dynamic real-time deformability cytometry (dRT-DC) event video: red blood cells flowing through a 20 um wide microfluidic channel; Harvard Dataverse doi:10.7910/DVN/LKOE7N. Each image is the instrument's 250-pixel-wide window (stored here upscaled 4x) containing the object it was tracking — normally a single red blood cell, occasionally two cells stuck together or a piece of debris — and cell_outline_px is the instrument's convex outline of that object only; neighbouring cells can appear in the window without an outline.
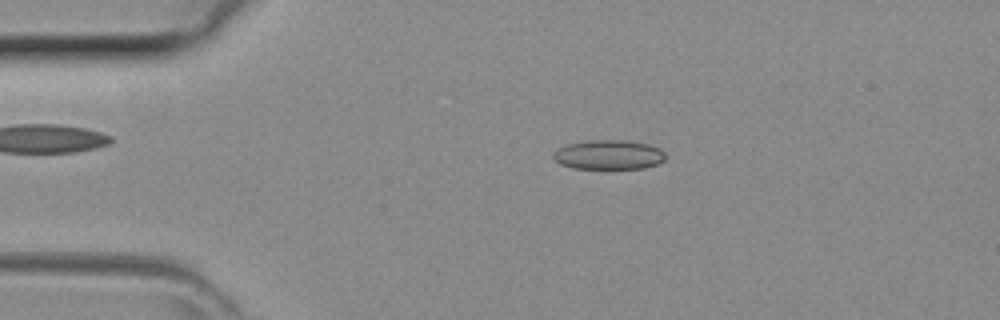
{"species": "common noctule bat (a hibernating species)", "species_latin": "Nyctalus noctula", "temperature_condition": "room temperature", "stored_images_in_passage": 35, "camera_frame_rate_fps": 3000, "um_per_image_px": 0.085, "animal": {"sex": "female", "body_mass_g": 29.2, "forearm_length_mm": 56.3}, "frame": {"image": 1, "passage_image": 1, "time_ms": 0.0, "image_size_px": [1000, 320], "cell_outline_px": [[664, 160], [656, 164], [644, 168], [572, 168], [560, 164], [552, 156], [552, 152], [568, 144], [588, 140], [624, 140], [648, 144], [660, 148], [664, 152]], "centroid_in_image_um": [51.73, 13.15], "position_along_channel_um": 33.3, "area_um2": 19.13}}
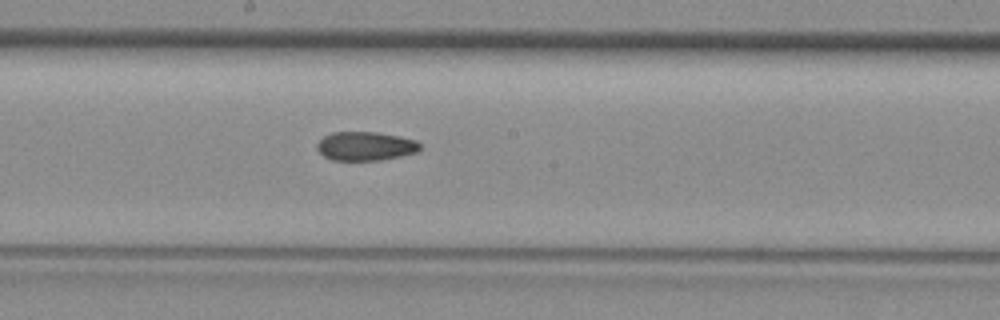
{"frame": {"image": 2, "passage_image": 15, "time_ms": 4.667, "image_size_px": [1000, 320], "cell_outline_px": [[420, 148], [416, 152], [400, 156], [380, 160], [332, 160], [324, 156], [316, 148], [316, 144], [324, 136], [332, 132], [376, 132], [400, 136], [416, 140], [420, 144]], "centroid_in_image_um": [31.05, 12.41], "position_along_channel_um": 217.2, "area_um2": 17.28}}
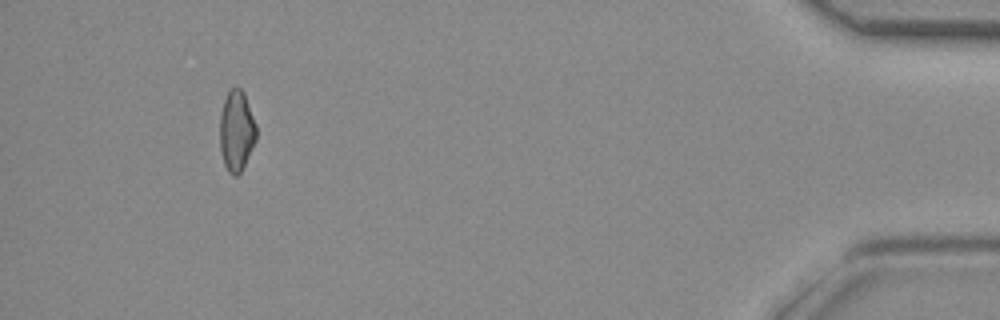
{"frame": {"image": 3, "passage_image": 32, "time_ms": 10.333, "image_size_px": [1000, 320], "cell_outline_px": [[256, 140], [240, 172], [236, 176], [232, 176], [228, 172], [224, 164], [220, 152], [220, 116], [224, 100], [228, 92], [232, 88], [240, 88], [244, 92], [256, 124]], "centroid_in_image_um": [20.09, 11.13], "position_along_channel_um": 415.1, "area_um2": 17.05}}